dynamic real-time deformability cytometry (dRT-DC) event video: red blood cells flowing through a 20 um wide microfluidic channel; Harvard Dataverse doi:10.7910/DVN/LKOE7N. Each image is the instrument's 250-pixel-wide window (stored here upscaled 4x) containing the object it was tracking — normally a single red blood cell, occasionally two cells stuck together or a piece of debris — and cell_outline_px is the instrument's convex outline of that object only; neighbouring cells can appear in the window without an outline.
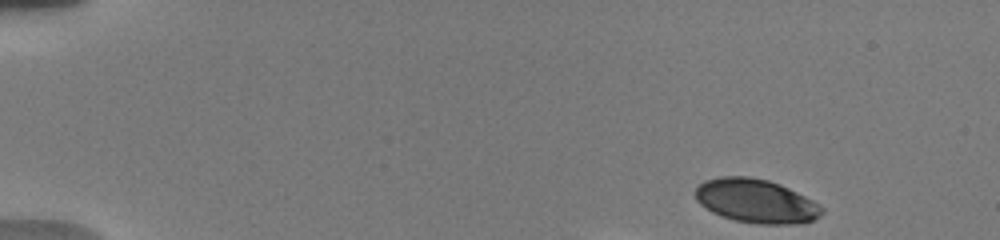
{"species": "human", "species_latin": "Homo sapiens", "temperature_condition": "warm", "stored_images_in_passage": 8, "camera_frame_rate_fps": 3000, "um_per_image_px": 0.085, "donor": {"sex": "male"}, "frame": {"image": 1, "passage_image": 1, "time_ms": 0.0, "image_size_px": [1000, 240], "cell_outline_px": [[824, 212], [820, 216], [812, 220], [796, 224], [760, 224], [736, 220], [712, 212], [700, 204], [696, 200], [696, 188], [704, 180], [720, 176], [752, 176], [768, 180], [780, 184], [812, 200], [824, 208]], "centroid_in_image_um": [64.26, 17.07], "position_along_channel_um": 20.7, "area_um2": 32.19}}